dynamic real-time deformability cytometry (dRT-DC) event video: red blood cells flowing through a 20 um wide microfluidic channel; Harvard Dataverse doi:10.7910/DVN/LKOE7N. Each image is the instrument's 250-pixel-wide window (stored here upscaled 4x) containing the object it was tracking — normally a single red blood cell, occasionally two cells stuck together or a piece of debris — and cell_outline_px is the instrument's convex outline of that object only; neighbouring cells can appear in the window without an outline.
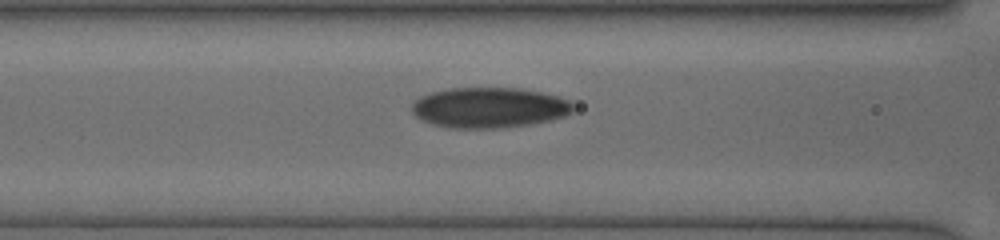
{"species": "human", "species_latin": "Homo sapiens", "temperature_condition": "cold", "stored_images_in_passage": 17, "camera_frame_rate_fps": 3000, "um_per_image_px": 0.085, "donor": {"sex": "female"}, "frame": {"image": 1, "passage_image": 6, "time_ms": 3.0, "image_size_px": [1000, 240], "cell_outline_px": [[576, 108], [572, 112], [564, 116], [548, 120], [528, 124], [496, 128], [448, 128], [432, 124], [420, 120], [412, 112], [412, 100], [420, 96], [432, 92], [448, 88], [520, 88], [560, 96], [576, 104]], "centroid_in_image_um": [41.56, 9.14], "position_along_channel_um": 125.0, "area_um2": 38.26}}
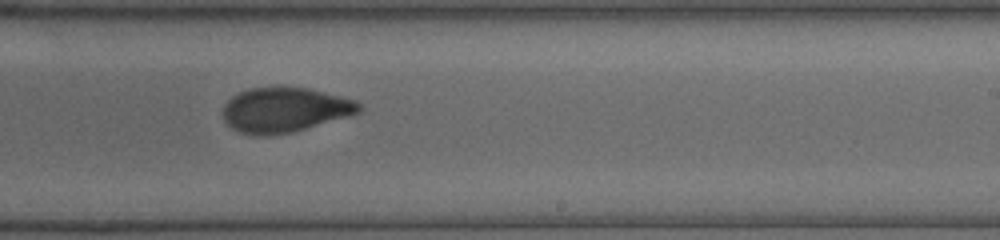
{"frame": {"image": 2, "passage_image": 11, "time_ms": 6.333, "image_size_px": [1000, 240], "cell_outline_px": [[364, 108], [360, 112], [348, 116], [292, 132], [264, 136], [260, 136], [240, 132], [232, 128], [224, 120], [224, 104], [232, 96], [240, 92], [252, 88], [308, 88], [356, 100]], "centroid_in_image_um": [24.22, 9.35], "position_along_channel_um": 264.8, "area_um2": 35.08}}
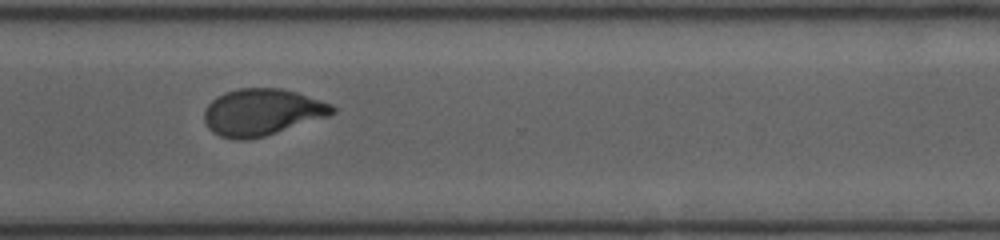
{"frame": {"image": 3, "passage_image": 14, "time_ms": 8.333, "image_size_px": [1000, 240], "cell_outline_px": [[336, 112], [328, 116], [264, 136], [248, 140], [232, 140], [220, 136], [212, 132], [208, 128], [204, 120], [204, 112], [208, 104], [216, 96], [224, 92], [240, 88], [280, 88], [296, 92], [332, 104], [336, 108]], "centroid_in_image_um": [22.24, 9.54], "position_along_channel_um": 348.4, "area_um2": 34.91}}